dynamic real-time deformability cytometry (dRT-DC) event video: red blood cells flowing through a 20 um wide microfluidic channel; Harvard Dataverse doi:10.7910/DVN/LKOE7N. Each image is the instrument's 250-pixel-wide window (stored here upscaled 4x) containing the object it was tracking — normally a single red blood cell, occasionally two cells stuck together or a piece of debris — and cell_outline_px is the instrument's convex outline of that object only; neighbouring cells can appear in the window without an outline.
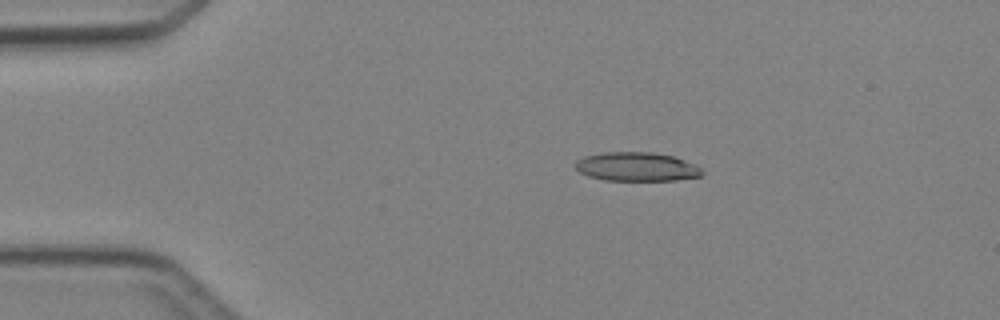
{"species": "Egyptian fruit bat (a non-hibernating species)", "species_latin": "Rousettus aegyptiacus", "temperature_condition": "cold", "stored_images_in_passage": 2, "camera_frame_rate_fps": 3000, "um_per_image_px": 0.085, "animal": {"sex": "female"}, "frame": {"image": 1, "passage_image": 1, "time_ms": 0.0, "image_size_px": [1000, 320], "cell_outline_px": [[704, 172], [700, 176], [676, 180], [604, 180], [588, 176], [580, 172], [572, 164], [576, 160], [584, 156], [604, 152], [652, 152], [672, 156], [684, 160], [700, 168]], "centroid_in_image_um": [54.06, 14.17], "position_along_channel_um": 30.9, "area_um2": 21.27}}